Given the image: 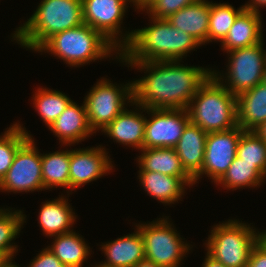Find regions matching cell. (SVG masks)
Wrapping results in <instances>:
<instances>
[{
	"label": "cell",
	"instance_id": "6da1fadb",
	"mask_svg": "<svg viewBox=\"0 0 266 267\" xmlns=\"http://www.w3.org/2000/svg\"><path fill=\"white\" fill-rule=\"evenodd\" d=\"M144 72L133 79V102L150 109H187L212 68L185 66L181 60L118 61Z\"/></svg>",
	"mask_w": 266,
	"mask_h": 267
},
{
	"label": "cell",
	"instance_id": "7a4b0ae2",
	"mask_svg": "<svg viewBox=\"0 0 266 267\" xmlns=\"http://www.w3.org/2000/svg\"><path fill=\"white\" fill-rule=\"evenodd\" d=\"M150 25L133 30L119 61L183 60L202 45L191 35L173 27L167 19L149 17Z\"/></svg>",
	"mask_w": 266,
	"mask_h": 267
},
{
	"label": "cell",
	"instance_id": "3957f363",
	"mask_svg": "<svg viewBox=\"0 0 266 267\" xmlns=\"http://www.w3.org/2000/svg\"><path fill=\"white\" fill-rule=\"evenodd\" d=\"M82 0H42L12 39L36 52L54 34L82 25Z\"/></svg>",
	"mask_w": 266,
	"mask_h": 267
},
{
	"label": "cell",
	"instance_id": "277c9868",
	"mask_svg": "<svg viewBox=\"0 0 266 267\" xmlns=\"http://www.w3.org/2000/svg\"><path fill=\"white\" fill-rule=\"evenodd\" d=\"M37 52L52 54L71 68H79L99 59H110L113 55L120 60V51L100 32L85 23L54 34Z\"/></svg>",
	"mask_w": 266,
	"mask_h": 267
},
{
	"label": "cell",
	"instance_id": "5b68a950",
	"mask_svg": "<svg viewBox=\"0 0 266 267\" xmlns=\"http://www.w3.org/2000/svg\"><path fill=\"white\" fill-rule=\"evenodd\" d=\"M190 122L207 133L238 126L237 96L212 74L199 87L187 108Z\"/></svg>",
	"mask_w": 266,
	"mask_h": 267
},
{
	"label": "cell",
	"instance_id": "8992f818",
	"mask_svg": "<svg viewBox=\"0 0 266 267\" xmlns=\"http://www.w3.org/2000/svg\"><path fill=\"white\" fill-rule=\"evenodd\" d=\"M204 245L206 253L225 267H247L250 254L260 240L258 229L237 219L212 226Z\"/></svg>",
	"mask_w": 266,
	"mask_h": 267
},
{
	"label": "cell",
	"instance_id": "52a82bcc",
	"mask_svg": "<svg viewBox=\"0 0 266 267\" xmlns=\"http://www.w3.org/2000/svg\"><path fill=\"white\" fill-rule=\"evenodd\" d=\"M168 219L169 216L163 215L157 220L155 218L151 222L134 225L143 238L145 259L160 267H181V261L193 246L181 237L173 222Z\"/></svg>",
	"mask_w": 266,
	"mask_h": 267
},
{
	"label": "cell",
	"instance_id": "ba28073f",
	"mask_svg": "<svg viewBox=\"0 0 266 267\" xmlns=\"http://www.w3.org/2000/svg\"><path fill=\"white\" fill-rule=\"evenodd\" d=\"M263 42L226 52L229 56L226 73L212 69V75L236 96L263 82L266 68Z\"/></svg>",
	"mask_w": 266,
	"mask_h": 267
},
{
	"label": "cell",
	"instance_id": "9c48e42d",
	"mask_svg": "<svg viewBox=\"0 0 266 267\" xmlns=\"http://www.w3.org/2000/svg\"><path fill=\"white\" fill-rule=\"evenodd\" d=\"M112 82L101 77L84 97L88 123L95 134L133 102V81L120 85Z\"/></svg>",
	"mask_w": 266,
	"mask_h": 267
},
{
	"label": "cell",
	"instance_id": "30bf717a",
	"mask_svg": "<svg viewBox=\"0 0 266 267\" xmlns=\"http://www.w3.org/2000/svg\"><path fill=\"white\" fill-rule=\"evenodd\" d=\"M129 4L132 5L131 0H82L83 22L121 51L133 33V30L123 33L121 26Z\"/></svg>",
	"mask_w": 266,
	"mask_h": 267
},
{
	"label": "cell",
	"instance_id": "8fae6325",
	"mask_svg": "<svg viewBox=\"0 0 266 267\" xmlns=\"http://www.w3.org/2000/svg\"><path fill=\"white\" fill-rule=\"evenodd\" d=\"M34 137H29L16 152L8 172L0 180V192L26 193L44 191L41 153Z\"/></svg>",
	"mask_w": 266,
	"mask_h": 267
},
{
	"label": "cell",
	"instance_id": "7c38bea8",
	"mask_svg": "<svg viewBox=\"0 0 266 267\" xmlns=\"http://www.w3.org/2000/svg\"><path fill=\"white\" fill-rule=\"evenodd\" d=\"M245 131L234 127L225 131L207 134L204 161L201 171L193 178L197 184L206 175L214 184L224 175L237 154V145Z\"/></svg>",
	"mask_w": 266,
	"mask_h": 267
},
{
	"label": "cell",
	"instance_id": "4fadbf2b",
	"mask_svg": "<svg viewBox=\"0 0 266 267\" xmlns=\"http://www.w3.org/2000/svg\"><path fill=\"white\" fill-rule=\"evenodd\" d=\"M143 148H174L190 122L187 109L146 108ZM149 117V118H148Z\"/></svg>",
	"mask_w": 266,
	"mask_h": 267
},
{
	"label": "cell",
	"instance_id": "5bb4252c",
	"mask_svg": "<svg viewBox=\"0 0 266 267\" xmlns=\"http://www.w3.org/2000/svg\"><path fill=\"white\" fill-rule=\"evenodd\" d=\"M106 150L102 145L70 149L69 194L112 172L115 166Z\"/></svg>",
	"mask_w": 266,
	"mask_h": 267
},
{
	"label": "cell",
	"instance_id": "9a60e30c",
	"mask_svg": "<svg viewBox=\"0 0 266 267\" xmlns=\"http://www.w3.org/2000/svg\"><path fill=\"white\" fill-rule=\"evenodd\" d=\"M129 106H135V111L126 107L101 132L118 144L141 150L145 135L146 108L134 102Z\"/></svg>",
	"mask_w": 266,
	"mask_h": 267
},
{
	"label": "cell",
	"instance_id": "2e32d148",
	"mask_svg": "<svg viewBox=\"0 0 266 267\" xmlns=\"http://www.w3.org/2000/svg\"><path fill=\"white\" fill-rule=\"evenodd\" d=\"M48 129L63 147L75 146L95 134L89 126L84 101L82 105H78L72 100Z\"/></svg>",
	"mask_w": 266,
	"mask_h": 267
},
{
	"label": "cell",
	"instance_id": "e0dca14e",
	"mask_svg": "<svg viewBox=\"0 0 266 267\" xmlns=\"http://www.w3.org/2000/svg\"><path fill=\"white\" fill-rule=\"evenodd\" d=\"M118 237L100 245L105 261L99 264L104 267H134L145 259L144 242L140 231Z\"/></svg>",
	"mask_w": 266,
	"mask_h": 267
},
{
	"label": "cell",
	"instance_id": "ac0fdd59",
	"mask_svg": "<svg viewBox=\"0 0 266 267\" xmlns=\"http://www.w3.org/2000/svg\"><path fill=\"white\" fill-rule=\"evenodd\" d=\"M68 198L59 195V198L42 202L38 215V223L43 234L49 238L73 231L72 226L76 221L77 215L73 211Z\"/></svg>",
	"mask_w": 266,
	"mask_h": 267
},
{
	"label": "cell",
	"instance_id": "d6986e66",
	"mask_svg": "<svg viewBox=\"0 0 266 267\" xmlns=\"http://www.w3.org/2000/svg\"><path fill=\"white\" fill-rule=\"evenodd\" d=\"M262 17L259 12L244 9L221 43V49L229 52L234 49L249 47L261 43L265 38L262 28Z\"/></svg>",
	"mask_w": 266,
	"mask_h": 267
},
{
	"label": "cell",
	"instance_id": "ffe728a7",
	"mask_svg": "<svg viewBox=\"0 0 266 267\" xmlns=\"http://www.w3.org/2000/svg\"><path fill=\"white\" fill-rule=\"evenodd\" d=\"M211 1L199 0L167 18L175 28L188 33L201 45L208 44L209 17Z\"/></svg>",
	"mask_w": 266,
	"mask_h": 267
},
{
	"label": "cell",
	"instance_id": "44dd1931",
	"mask_svg": "<svg viewBox=\"0 0 266 267\" xmlns=\"http://www.w3.org/2000/svg\"><path fill=\"white\" fill-rule=\"evenodd\" d=\"M136 158L138 171H152L181 178L190 188L193 178L182 167L174 148H143ZM138 159V160H137Z\"/></svg>",
	"mask_w": 266,
	"mask_h": 267
},
{
	"label": "cell",
	"instance_id": "7402d4cb",
	"mask_svg": "<svg viewBox=\"0 0 266 267\" xmlns=\"http://www.w3.org/2000/svg\"><path fill=\"white\" fill-rule=\"evenodd\" d=\"M207 132L189 122L174 147L182 167L194 178L202 169Z\"/></svg>",
	"mask_w": 266,
	"mask_h": 267
},
{
	"label": "cell",
	"instance_id": "603a6c76",
	"mask_svg": "<svg viewBox=\"0 0 266 267\" xmlns=\"http://www.w3.org/2000/svg\"><path fill=\"white\" fill-rule=\"evenodd\" d=\"M237 122L244 131H256L266 122V84L264 82L237 96Z\"/></svg>",
	"mask_w": 266,
	"mask_h": 267
},
{
	"label": "cell",
	"instance_id": "cb8c5ba5",
	"mask_svg": "<svg viewBox=\"0 0 266 267\" xmlns=\"http://www.w3.org/2000/svg\"><path fill=\"white\" fill-rule=\"evenodd\" d=\"M138 178L143 190L163 205L177 203L184 197L187 184L179 177L152 171H138Z\"/></svg>",
	"mask_w": 266,
	"mask_h": 267
},
{
	"label": "cell",
	"instance_id": "d4e9b609",
	"mask_svg": "<svg viewBox=\"0 0 266 267\" xmlns=\"http://www.w3.org/2000/svg\"><path fill=\"white\" fill-rule=\"evenodd\" d=\"M47 248L66 266L83 267V263L90 257L92 250L82 235L71 231L54 236Z\"/></svg>",
	"mask_w": 266,
	"mask_h": 267
},
{
	"label": "cell",
	"instance_id": "484cf974",
	"mask_svg": "<svg viewBox=\"0 0 266 267\" xmlns=\"http://www.w3.org/2000/svg\"><path fill=\"white\" fill-rule=\"evenodd\" d=\"M70 149L41 153L42 179L45 190L63 187L69 198Z\"/></svg>",
	"mask_w": 266,
	"mask_h": 267
},
{
	"label": "cell",
	"instance_id": "4316f807",
	"mask_svg": "<svg viewBox=\"0 0 266 267\" xmlns=\"http://www.w3.org/2000/svg\"><path fill=\"white\" fill-rule=\"evenodd\" d=\"M266 175L255 165L235 157L224 175L215 183L225 190H237L244 187L255 188L263 185Z\"/></svg>",
	"mask_w": 266,
	"mask_h": 267
},
{
	"label": "cell",
	"instance_id": "83f0119b",
	"mask_svg": "<svg viewBox=\"0 0 266 267\" xmlns=\"http://www.w3.org/2000/svg\"><path fill=\"white\" fill-rule=\"evenodd\" d=\"M12 209L0 207V253L11 261L18 252V246L13 241L20 235L27 217L23 214L24 210Z\"/></svg>",
	"mask_w": 266,
	"mask_h": 267
},
{
	"label": "cell",
	"instance_id": "f1b7e54d",
	"mask_svg": "<svg viewBox=\"0 0 266 267\" xmlns=\"http://www.w3.org/2000/svg\"><path fill=\"white\" fill-rule=\"evenodd\" d=\"M32 97V103L39 117L46 126H49L59 117L65 110L72 99L67 94L49 88H36Z\"/></svg>",
	"mask_w": 266,
	"mask_h": 267
},
{
	"label": "cell",
	"instance_id": "f546056e",
	"mask_svg": "<svg viewBox=\"0 0 266 267\" xmlns=\"http://www.w3.org/2000/svg\"><path fill=\"white\" fill-rule=\"evenodd\" d=\"M245 9L244 5L234 8L229 3H213L209 17L208 43L220 42L226 38L229 29L234 24L237 16Z\"/></svg>",
	"mask_w": 266,
	"mask_h": 267
},
{
	"label": "cell",
	"instance_id": "4dcf8cb0",
	"mask_svg": "<svg viewBox=\"0 0 266 267\" xmlns=\"http://www.w3.org/2000/svg\"><path fill=\"white\" fill-rule=\"evenodd\" d=\"M0 135V180L8 172L19 147L29 138L33 137L23 124L14 122Z\"/></svg>",
	"mask_w": 266,
	"mask_h": 267
},
{
	"label": "cell",
	"instance_id": "1f68e13d",
	"mask_svg": "<svg viewBox=\"0 0 266 267\" xmlns=\"http://www.w3.org/2000/svg\"><path fill=\"white\" fill-rule=\"evenodd\" d=\"M237 157L255 164L266 175V142L256 131H245L237 145Z\"/></svg>",
	"mask_w": 266,
	"mask_h": 267
},
{
	"label": "cell",
	"instance_id": "d6a6232c",
	"mask_svg": "<svg viewBox=\"0 0 266 267\" xmlns=\"http://www.w3.org/2000/svg\"><path fill=\"white\" fill-rule=\"evenodd\" d=\"M197 1L199 0H153L143 12L151 18L167 19L180 9Z\"/></svg>",
	"mask_w": 266,
	"mask_h": 267
},
{
	"label": "cell",
	"instance_id": "836d02e7",
	"mask_svg": "<svg viewBox=\"0 0 266 267\" xmlns=\"http://www.w3.org/2000/svg\"><path fill=\"white\" fill-rule=\"evenodd\" d=\"M27 267H66L47 247L42 248Z\"/></svg>",
	"mask_w": 266,
	"mask_h": 267
},
{
	"label": "cell",
	"instance_id": "e575fe53",
	"mask_svg": "<svg viewBox=\"0 0 266 267\" xmlns=\"http://www.w3.org/2000/svg\"><path fill=\"white\" fill-rule=\"evenodd\" d=\"M247 267H266V244L261 239L254 246Z\"/></svg>",
	"mask_w": 266,
	"mask_h": 267
},
{
	"label": "cell",
	"instance_id": "d590c367",
	"mask_svg": "<svg viewBox=\"0 0 266 267\" xmlns=\"http://www.w3.org/2000/svg\"><path fill=\"white\" fill-rule=\"evenodd\" d=\"M244 6L246 9L261 13L259 9L266 7V0H248V3L244 4Z\"/></svg>",
	"mask_w": 266,
	"mask_h": 267
},
{
	"label": "cell",
	"instance_id": "8d00e7d4",
	"mask_svg": "<svg viewBox=\"0 0 266 267\" xmlns=\"http://www.w3.org/2000/svg\"><path fill=\"white\" fill-rule=\"evenodd\" d=\"M205 255H206L204 258L205 260H203L201 267H225L221 262L216 261L207 253Z\"/></svg>",
	"mask_w": 266,
	"mask_h": 267
},
{
	"label": "cell",
	"instance_id": "74e56055",
	"mask_svg": "<svg viewBox=\"0 0 266 267\" xmlns=\"http://www.w3.org/2000/svg\"><path fill=\"white\" fill-rule=\"evenodd\" d=\"M153 0H131L132 6H135V11L137 8V11H143Z\"/></svg>",
	"mask_w": 266,
	"mask_h": 267
},
{
	"label": "cell",
	"instance_id": "f35d334b",
	"mask_svg": "<svg viewBox=\"0 0 266 267\" xmlns=\"http://www.w3.org/2000/svg\"><path fill=\"white\" fill-rule=\"evenodd\" d=\"M134 267H160V266L153 263L150 260L144 259L138 262Z\"/></svg>",
	"mask_w": 266,
	"mask_h": 267
},
{
	"label": "cell",
	"instance_id": "ab89813d",
	"mask_svg": "<svg viewBox=\"0 0 266 267\" xmlns=\"http://www.w3.org/2000/svg\"><path fill=\"white\" fill-rule=\"evenodd\" d=\"M257 134L266 142V122L256 130Z\"/></svg>",
	"mask_w": 266,
	"mask_h": 267
},
{
	"label": "cell",
	"instance_id": "60d3db41",
	"mask_svg": "<svg viewBox=\"0 0 266 267\" xmlns=\"http://www.w3.org/2000/svg\"><path fill=\"white\" fill-rule=\"evenodd\" d=\"M11 260L5 255L0 253V267L7 266Z\"/></svg>",
	"mask_w": 266,
	"mask_h": 267
},
{
	"label": "cell",
	"instance_id": "b9f144b4",
	"mask_svg": "<svg viewBox=\"0 0 266 267\" xmlns=\"http://www.w3.org/2000/svg\"><path fill=\"white\" fill-rule=\"evenodd\" d=\"M260 239L266 244V230L260 231Z\"/></svg>",
	"mask_w": 266,
	"mask_h": 267
},
{
	"label": "cell",
	"instance_id": "7bdbcfd3",
	"mask_svg": "<svg viewBox=\"0 0 266 267\" xmlns=\"http://www.w3.org/2000/svg\"><path fill=\"white\" fill-rule=\"evenodd\" d=\"M5 267H21L20 265H18V264H16V262L15 261H11L7 266H5Z\"/></svg>",
	"mask_w": 266,
	"mask_h": 267
},
{
	"label": "cell",
	"instance_id": "ee69618b",
	"mask_svg": "<svg viewBox=\"0 0 266 267\" xmlns=\"http://www.w3.org/2000/svg\"><path fill=\"white\" fill-rule=\"evenodd\" d=\"M263 82L266 84V68H265V73H264V77H263Z\"/></svg>",
	"mask_w": 266,
	"mask_h": 267
},
{
	"label": "cell",
	"instance_id": "f6af8a7d",
	"mask_svg": "<svg viewBox=\"0 0 266 267\" xmlns=\"http://www.w3.org/2000/svg\"><path fill=\"white\" fill-rule=\"evenodd\" d=\"M91 267H104V266L95 263V265H93V266L91 265Z\"/></svg>",
	"mask_w": 266,
	"mask_h": 267
}]
</instances>
